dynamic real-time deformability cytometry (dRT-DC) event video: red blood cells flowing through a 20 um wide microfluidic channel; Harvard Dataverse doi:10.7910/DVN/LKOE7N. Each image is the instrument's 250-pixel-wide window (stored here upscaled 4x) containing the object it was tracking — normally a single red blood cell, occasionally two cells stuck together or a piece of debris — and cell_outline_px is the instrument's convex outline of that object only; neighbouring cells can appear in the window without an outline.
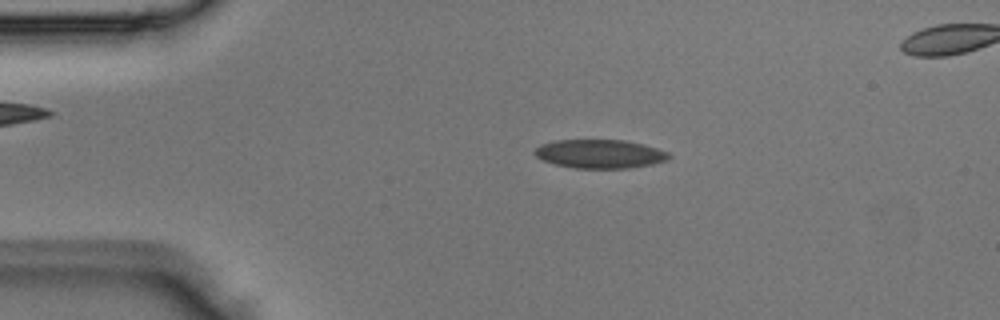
{"species": "Egyptian fruit bat (a non-hibernating species)", "species_latin": "Rousettus aegyptiacus", "temperature_condition": "room temperature", "stored_images_in_passage": 4, "camera_frame_rate_fps": 3000, "um_per_image_px": 0.085, "animal": {"sex": "male"}, "frame": {"image": 1, "passage_image": 1, "time_ms": 0.0, "image_size_px": [1000, 320], "cell_outline_px": [[672, 156], [668, 160], [652, 164], [628, 168], [576, 168], [556, 164], [544, 160], [536, 156], [532, 152], [540, 144], [556, 140], [624, 140], [644, 144], [668, 152]], "centroid_in_image_um": [51.0, 13.07], "position_along_channel_um": 34.0, "area_um2": 22.43}}
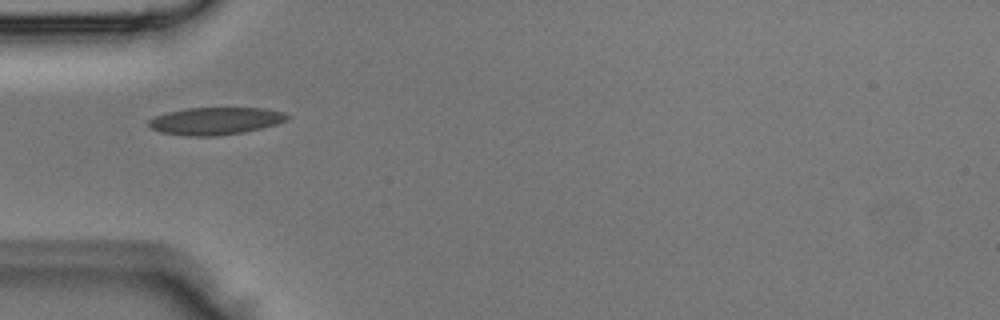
{"frame": {"image": 2, "passage_image": 3, "time_ms": 0.667, "image_size_px": [1000, 320], "cell_outline_px": [[292, 116], [288, 120], [276, 124], [244, 132], [216, 136], [188, 136], [160, 132], [152, 128], [148, 124], [148, 120], [156, 116], [168, 112], [188, 108], [264, 108], [284, 112]], "centroid_in_image_um": [18.35, 10.28], "position_along_channel_um": 66.7, "area_um2": 22.08}}
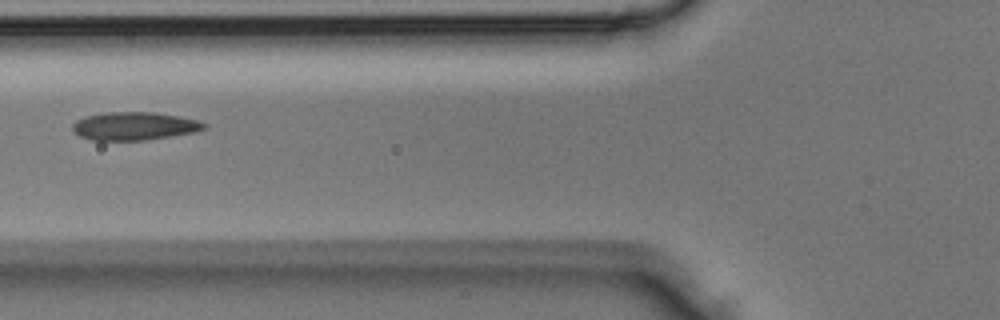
{"frame": {"image": 3, "passage_image": 4, "time_ms": 1.0, "image_size_px": [1000, 320], "cell_outline_px": [[208, 128], [196, 132], [172, 136], [144, 140], [92, 140], [80, 136], [72, 128], [72, 124], [76, 120], [84, 116], [108, 112], [156, 112], [196, 120], [208, 124]], "centroid_in_image_um": [11.44, 10.71], "position_along_channel_um": 114.4, "area_um2": 21.56}}